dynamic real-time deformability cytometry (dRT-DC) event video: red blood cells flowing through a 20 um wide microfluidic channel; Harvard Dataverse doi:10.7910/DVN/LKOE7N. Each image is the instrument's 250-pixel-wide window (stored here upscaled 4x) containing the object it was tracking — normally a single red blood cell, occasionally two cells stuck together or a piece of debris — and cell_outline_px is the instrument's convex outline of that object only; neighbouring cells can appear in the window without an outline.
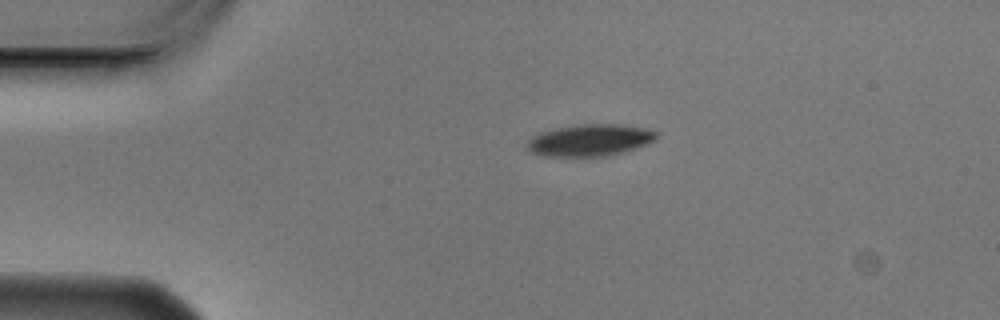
{"species": "Egyptian fruit bat (a non-hibernating species)", "species_latin": "Rousettus aegyptiacus", "temperature_condition": "cold", "stored_images_in_passage": 2, "camera_frame_rate_fps": 3000, "um_per_image_px": 0.085, "animal": {"sex": "male"}, "frame": {"image": 1, "passage_image": 1, "time_ms": 0.0, "image_size_px": [1000, 320], "cell_outline_px": [[656, 140], [636, 148], [624, 152], [604, 156], [544, 156], [532, 152], [524, 144], [532, 136], [540, 132], [556, 128], [584, 124], [620, 124], [644, 128], [656, 132]], "centroid_in_image_um": [50.12, 11.92], "position_along_channel_um": 34.9, "area_um2": 23.87}}